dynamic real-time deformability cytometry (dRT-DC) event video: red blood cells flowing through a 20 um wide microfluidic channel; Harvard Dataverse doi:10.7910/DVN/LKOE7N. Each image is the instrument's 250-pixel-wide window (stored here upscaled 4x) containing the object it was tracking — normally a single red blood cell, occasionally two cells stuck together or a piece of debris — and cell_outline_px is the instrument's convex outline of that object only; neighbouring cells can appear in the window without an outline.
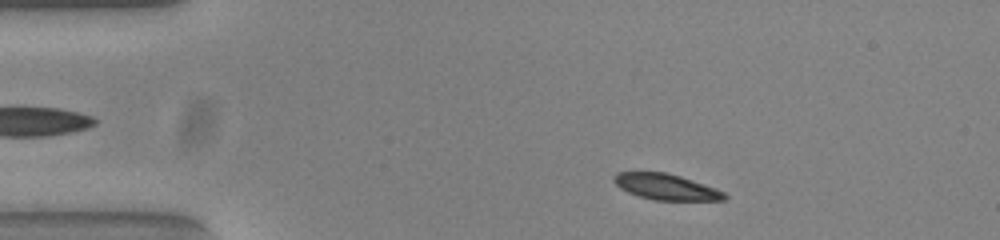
{"species": "common noctule bat (a hibernating species)", "species_latin": "Nyctalus noctula", "temperature_condition": "warm", "stored_images_in_passage": 49, "camera_frame_rate_fps": 3000, "um_per_image_px": 0.085, "animal": {"sex": "female", "body_mass_g": 23.0, "forearm_length_mm": 53.4}, "frame": {"image": 1, "passage_image": 5, "time_ms": 1.333, "image_size_px": [1000, 240], "cell_outline_px": [[728, 196], [724, 200], [656, 200], [640, 196], [628, 192], [620, 188], [612, 180], [616, 172], [664, 172], [680, 176], [716, 188], [724, 192]], "centroid_in_image_um": [56.61, 15.88], "position_along_channel_um": 28.4, "area_um2": 16.53}}
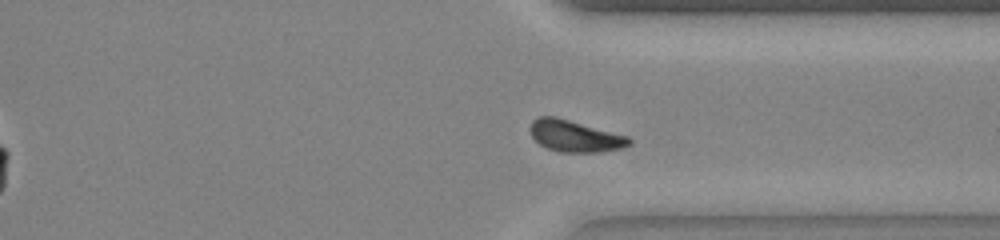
{"frame": {"image": 2, "passage_image": 36, "time_ms": 11.667, "image_size_px": [1000, 240], "cell_outline_px": [[632, 144], [624, 148], [600, 152], [560, 152], [548, 148], [540, 144], [532, 136], [528, 128], [532, 120], [540, 116], [556, 116], [628, 136], [632, 140]], "centroid_in_image_um": [48.88, 11.56], "position_along_channel_um": 362.5, "area_um2": 18.38}}
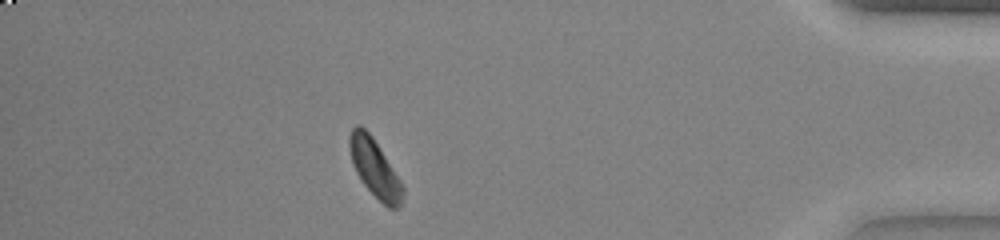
{"frame": {"image": 3, "passage_image": 43, "time_ms": 14.0, "image_size_px": [1000, 240], "cell_outline_px": [[404, 196], [400, 208], [388, 208], [364, 184], [356, 172], [352, 164], [348, 144], [348, 136], [352, 128], [356, 124], [360, 124], [372, 136], [400, 180], [404, 188]], "centroid_in_image_um": [31.84, 14.28], "position_along_channel_um": 403.4, "area_um2": 17.86}, "authors_computed_cell_mechanics": {"area_um2": 17.9758, "velocity_mm_per_s": 3.8077, "shape_relaxation_time_tau1_ms": 2.5589, "shape_relaxation_time_tau2_ms": null, "deformation_change_tau1": 0.1076, "deformation_change_tau2": null}}